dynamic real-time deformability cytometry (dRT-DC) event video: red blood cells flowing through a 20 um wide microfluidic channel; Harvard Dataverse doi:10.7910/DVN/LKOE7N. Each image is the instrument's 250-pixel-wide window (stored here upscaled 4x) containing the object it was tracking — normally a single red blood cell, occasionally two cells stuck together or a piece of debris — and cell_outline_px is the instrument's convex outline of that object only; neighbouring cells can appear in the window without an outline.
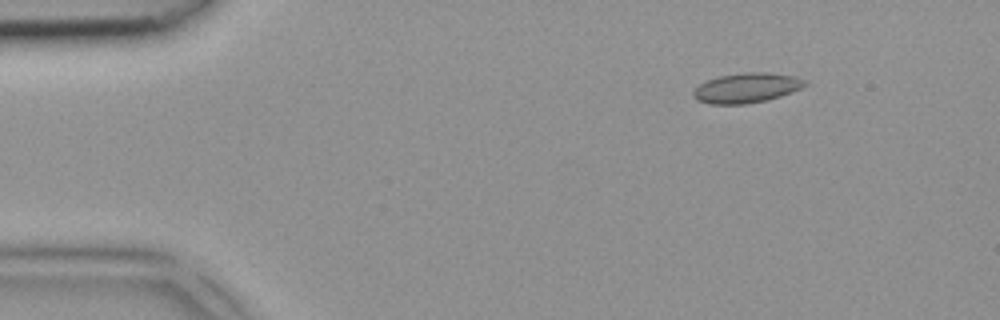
{"species": "common noctule bat (a hibernating species)", "species_latin": "Nyctalus noctula", "temperature_condition": "room temperature", "stored_images_in_passage": 4, "segment_of_instrument_passage": [1, 2], "camera_frame_rate_fps": 3000, "um_per_image_px": 0.085, "animal": {"sex": "female", "body_mass_g": 18.4}, "frame": {"image": 1, "passage_image": 2, "time_ms": 0.333, "image_size_px": [1000, 320], "cell_outline_px": [[808, 84], [800, 88], [780, 96], [768, 100], [744, 104], [708, 104], [696, 100], [692, 96], [692, 92], [700, 84], [708, 80], [720, 76], [744, 72], [768, 72], [796, 76], [804, 80]], "centroid_in_image_um": [63.44, 7.47], "position_along_channel_um": 21.6, "area_um2": 19.42}}